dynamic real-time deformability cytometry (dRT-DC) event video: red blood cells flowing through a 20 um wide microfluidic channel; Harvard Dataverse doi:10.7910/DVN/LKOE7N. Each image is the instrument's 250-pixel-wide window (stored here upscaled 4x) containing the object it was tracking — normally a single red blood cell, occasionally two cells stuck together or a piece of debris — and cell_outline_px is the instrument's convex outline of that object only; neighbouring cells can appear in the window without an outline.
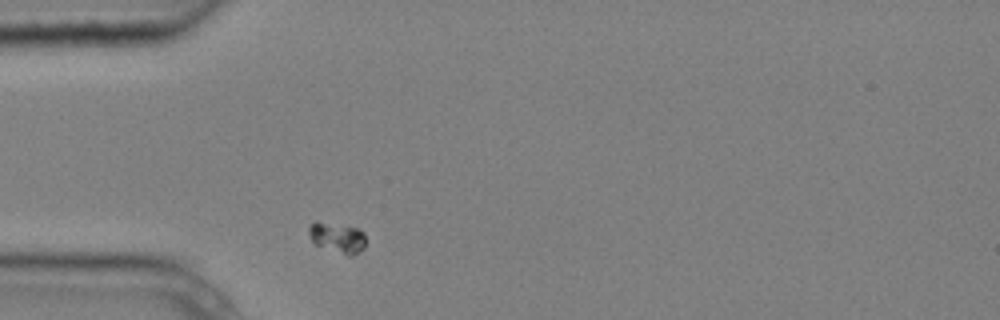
{"species": "common noctule bat (a hibernating species)", "species_latin": "Nyctalus noctula", "temperature_condition": "cold", "stored_images_in_passage": 1, "camera_frame_rate_fps": 3000, "um_per_image_px": 0.085, "animal": {"sex": "male", "body_mass_g": 20.4}, "frame": {"image": 1, "passage_image": 1, "time_ms": 0.0, "image_size_px": [1000, 320], "cell_outline_px": [[364, 248], [360, 252], [352, 256], [348, 256], [316, 244], [312, 240], [308, 232], [308, 228], [316, 220], [360, 228], [364, 232]], "centroid_in_image_um": [28.7, 20.18], "position_along_channel_um": 56.3, "area_um2": 10.12}}